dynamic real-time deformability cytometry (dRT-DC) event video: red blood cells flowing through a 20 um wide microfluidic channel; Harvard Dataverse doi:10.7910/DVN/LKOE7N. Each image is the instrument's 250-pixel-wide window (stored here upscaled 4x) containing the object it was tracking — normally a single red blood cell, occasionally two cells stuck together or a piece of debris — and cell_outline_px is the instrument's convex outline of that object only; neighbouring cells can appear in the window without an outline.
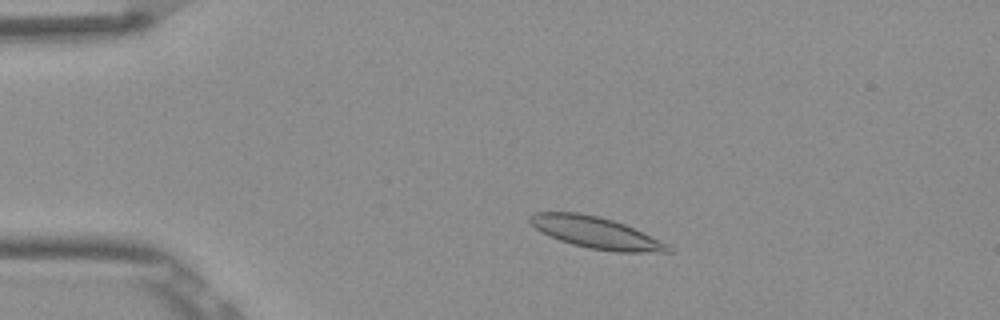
{"species": "Egyptian fruit bat (a non-hibernating species)", "species_latin": "Rousettus aegyptiacus", "temperature_condition": "room temperature", "stored_images_in_passage": 50, "camera_frame_rate_fps": 3000, "um_per_image_px": 0.085, "frame": {"image": 1, "passage_image": 8, "time_ms": 2.333, "image_size_px": [1000, 320], "cell_outline_px": [[672, 252], [616, 252], [588, 248], [572, 244], [548, 236], [536, 228], [528, 220], [528, 216], [536, 212], [580, 212], [612, 220], [624, 224], [668, 244], [672, 248]], "centroid_in_image_um": [50.63, 19.78], "position_along_channel_um": 34.4, "area_um2": 25.2}}
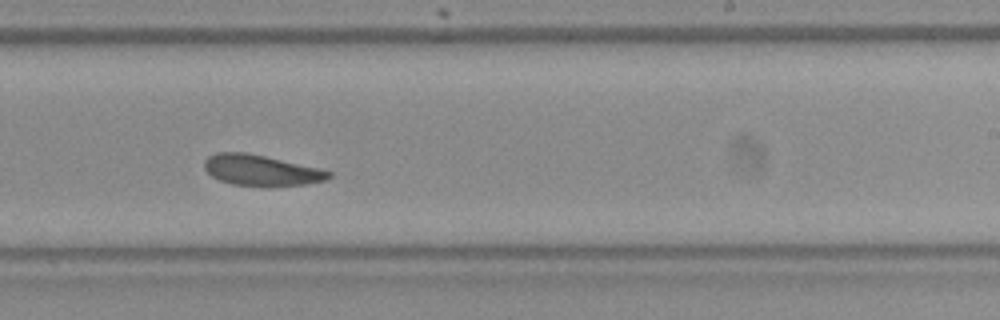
{"frame": {"image": 2, "passage_image": 30, "time_ms": 9.667, "image_size_px": [1000, 320], "cell_outline_px": [[332, 176], [324, 180], [308, 184], [232, 184], [220, 180], [212, 176], [204, 168], [204, 160], [208, 156], [216, 152], [244, 152], [264, 156], [320, 168], [332, 172]], "centroid_in_image_um": [22.17, 14.44], "position_along_channel_um": 266.8, "area_um2": 21.62}}
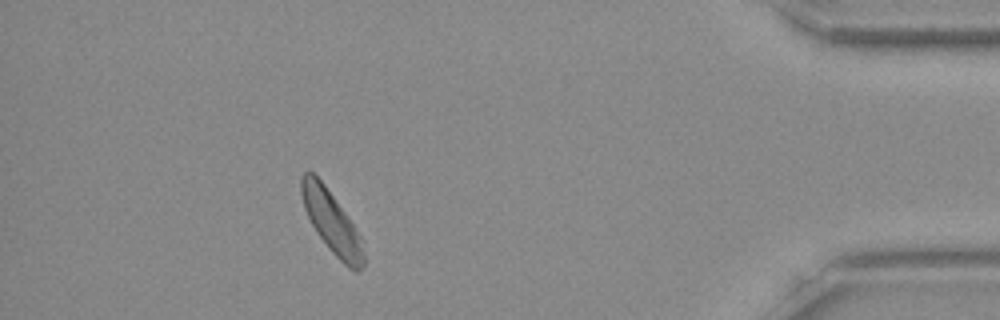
{"frame": {"image": 3, "passage_image": 45, "time_ms": 14.667, "image_size_px": [1000, 320], "cell_outline_px": [[364, 264], [356, 272], [348, 268], [328, 248], [316, 232], [304, 208], [300, 192], [300, 176], [304, 172], [312, 172], [324, 184], [348, 216], [356, 228], [360, 236], [364, 252]], "centroid_in_image_um": [28.18, 18.87], "position_along_channel_um": 407.0, "area_um2": 22.37}, "authors_computed_cell_mechanics": {"area_um2": 23.0911, "velocity_mm_per_s": 3.7995, "shape_relaxation_time_tau1_ms": 10.3948, "shape_relaxation_time_tau2_ms": 4.9916, "deformation_change_tau1": 0.1801, "deformation_change_tau2": 0.1191}}